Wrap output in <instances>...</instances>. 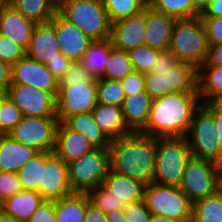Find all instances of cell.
Instances as JSON below:
<instances>
[{
    "label": "cell",
    "mask_w": 222,
    "mask_h": 222,
    "mask_svg": "<svg viewBox=\"0 0 222 222\" xmlns=\"http://www.w3.org/2000/svg\"><path fill=\"white\" fill-rule=\"evenodd\" d=\"M63 123L69 129L83 134L95 148H109L111 140L95 123L92 112L71 115Z\"/></svg>",
    "instance_id": "484cf974"
},
{
    "label": "cell",
    "mask_w": 222,
    "mask_h": 222,
    "mask_svg": "<svg viewBox=\"0 0 222 222\" xmlns=\"http://www.w3.org/2000/svg\"><path fill=\"white\" fill-rule=\"evenodd\" d=\"M7 0H0V7L6 2Z\"/></svg>",
    "instance_id": "003e7915"
},
{
    "label": "cell",
    "mask_w": 222,
    "mask_h": 222,
    "mask_svg": "<svg viewBox=\"0 0 222 222\" xmlns=\"http://www.w3.org/2000/svg\"><path fill=\"white\" fill-rule=\"evenodd\" d=\"M53 1L57 4V6H59L65 0H53Z\"/></svg>",
    "instance_id": "03108f58"
},
{
    "label": "cell",
    "mask_w": 222,
    "mask_h": 222,
    "mask_svg": "<svg viewBox=\"0 0 222 222\" xmlns=\"http://www.w3.org/2000/svg\"><path fill=\"white\" fill-rule=\"evenodd\" d=\"M145 29V10L112 23L110 39L113 47L128 52L143 45Z\"/></svg>",
    "instance_id": "e0dca14e"
},
{
    "label": "cell",
    "mask_w": 222,
    "mask_h": 222,
    "mask_svg": "<svg viewBox=\"0 0 222 222\" xmlns=\"http://www.w3.org/2000/svg\"><path fill=\"white\" fill-rule=\"evenodd\" d=\"M59 53L54 26L50 22L36 24L26 55L39 63L46 64L58 57Z\"/></svg>",
    "instance_id": "d6986e66"
},
{
    "label": "cell",
    "mask_w": 222,
    "mask_h": 222,
    "mask_svg": "<svg viewBox=\"0 0 222 222\" xmlns=\"http://www.w3.org/2000/svg\"><path fill=\"white\" fill-rule=\"evenodd\" d=\"M152 100L146 91L125 97L121 107L125 123L132 132H141L145 128Z\"/></svg>",
    "instance_id": "603a6c76"
},
{
    "label": "cell",
    "mask_w": 222,
    "mask_h": 222,
    "mask_svg": "<svg viewBox=\"0 0 222 222\" xmlns=\"http://www.w3.org/2000/svg\"><path fill=\"white\" fill-rule=\"evenodd\" d=\"M202 65H217L222 67V43L217 45H209L207 61Z\"/></svg>",
    "instance_id": "f5cc1de1"
},
{
    "label": "cell",
    "mask_w": 222,
    "mask_h": 222,
    "mask_svg": "<svg viewBox=\"0 0 222 222\" xmlns=\"http://www.w3.org/2000/svg\"><path fill=\"white\" fill-rule=\"evenodd\" d=\"M145 91L152 99L166 95L165 76L145 73Z\"/></svg>",
    "instance_id": "f6af8a7d"
},
{
    "label": "cell",
    "mask_w": 222,
    "mask_h": 222,
    "mask_svg": "<svg viewBox=\"0 0 222 222\" xmlns=\"http://www.w3.org/2000/svg\"><path fill=\"white\" fill-rule=\"evenodd\" d=\"M6 95V91L0 87V100Z\"/></svg>",
    "instance_id": "e7e4bbea"
},
{
    "label": "cell",
    "mask_w": 222,
    "mask_h": 222,
    "mask_svg": "<svg viewBox=\"0 0 222 222\" xmlns=\"http://www.w3.org/2000/svg\"><path fill=\"white\" fill-rule=\"evenodd\" d=\"M7 2L36 24L49 22L58 12V6L53 0H7Z\"/></svg>",
    "instance_id": "f546056e"
},
{
    "label": "cell",
    "mask_w": 222,
    "mask_h": 222,
    "mask_svg": "<svg viewBox=\"0 0 222 222\" xmlns=\"http://www.w3.org/2000/svg\"><path fill=\"white\" fill-rule=\"evenodd\" d=\"M125 97L121 81L109 78L97 79V103L122 106Z\"/></svg>",
    "instance_id": "8d00e7d4"
},
{
    "label": "cell",
    "mask_w": 222,
    "mask_h": 222,
    "mask_svg": "<svg viewBox=\"0 0 222 222\" xmlns=\"http://www.w3.org/2000/svg\"><path fill=\"white\" fill-rule=\"evenodd\" d=\"M169 51L196 69L207 61L209 43L200 16L175 21Z\"/></svg>",
    "instance_id": "3957f363"
},
{
    "label": "cell",
    "mask_w": 222,
    "mask_h": 222,
    "mask_svg": "<svg viewBox=\"0 0 222 222\" xmlns=\"http://www.w3.org/2000/svg\"><path fill=\"white\" fill-rule=\"evenodd\" d=\"M135 71L128 52L112 48L108 63L106 64L102 78H109L121 81L125 76L133 74Z\"/></svg>",
    "instance_id": "d590c367"
},
{
    "label": "cell",
    "mask_w": 222,
    "mask_h": 222,
    "mask_svg": "<svg viewBox=\"0 0 222 222\" xmlns=\"http://www.w3.org/2000/svg\"><path fill=\"white\" fill-rule=\"evenodd\" d=\"M159 52L143 44L128 51V55L135 71L145 74L151 71Z\"/></svg>",
    "instance_id": "74e56055"
},
{
    "label": "cell",
    "mask_w": 222,
    "mask_h": 222,
    "mask_svg": "<svg viewBox=\"0 0 222 222\" xmlns=\"http://www.w3.org/2000/svg\"><path fill=\"white\" fill-rule=\"evenodd\" d=\"M58 124L57 117L23 116L8 134L19 143L39 152H54Z\"/></svg>",
    "instance_id": "30bf717a"
},
{
    "label": "cell",
    "mask_w": 222,
    "mask_h": 222,
    "mask_svg": "<svg viewBox=\"0 0 222 222\" xmlns=\"http://www.w3.org/2000/svg\"><path fill=\"white\" fill-rule=\"evenodd\" d=\"M97 105V80L59 87L56 96V115L63 122L71 115L92 112Z\"/></svg>",
    "instance_id": "8fae6325"
},
{
    "label": "cell",
    "mask_w": 222,
    "mask_h": 222,
    "mask_svg": "<svg viewBox=\"0 0 222 222\" xmlns=\"http://www.w3.org/2000/svg\"><path fill=\"white\" fill-rule=\"evenodd\" d=\"M26 55V50L0 34V61L14 65Z\"/></svg>",
    "instance_id": "b9f144b4"
},
{
    "label": "cell",
    "mask_w": 222,
    "mask_h": 222,
    "mask_svg": "<svg viewBox=\"0 0 222 222\" xmlns=\"http://www.w3.org/2000/svg\"><path fill=\"white\" fill-rule=\"evenodd\" d=\"M123 214L128 222H149L150 212L147 210L144 201L125 203L122 207Z\"/></svg>",
    "instance_id": "ee69618b"
},
{
    "label": "cell",
    "mask_w": 222,
    "mask_h": 222,
    "mask_svg": "<svg viewBox=\"0 0 222 222\" xmlns=\"http://www.w3.org/2000/svg\"><path fill=\"white\" fill-rule=\"evenodd\" d=\"M110 170L143 183L152 182L156 162V137L133 132L111 140Z\"/></svg>",
    "instance_id": "7a4b0ae2"
},
{
    "label": "cell",
    "mask_w": 222,
    "mask_h": 222,
    "mask_svg": "<svg viewBox=\"0 0 222 222\" xmlns=\"http://www.w3.org/2000/svg\"><path fill=\"white\" fill-rule=\"evenodd\" d=\"M49 22L56 31L60 52L73 62L80 61L93 41L59 12Z\"/></svg>",
    "instance_id": "9a60e30c"
},
{
    "label": "cell",
    "mask_w": 222,
    "mask_h": 222,
    "mask_svg": "<svg viewBox=\"0 0 222 222\" xmlns=\"http://www.w3.org/2000/svg\"><path fill=\"white\" fill-rule=\"evenodd\" d=\"M58 12L92 41L111 36L112 23L101 0H65L58 6Z\"/></svg>",
    "instance_id": "277c9868"
},
{
    "label": "cell",
    "mask_w": 222,
    "mask_h": 222,
    "mask_svg": "<svg viewBox=\"0 0 222 222\" xmlns=\"http://www.w3.org/2000/svg\"><path fill=\"white\" fill-rule=\"evenodd\" d=\"M163 76H165L166 94L198 91L197 69L189 63L179 62Z\"/></svg>",
    "instance_id": "83f0119b"
},
{
    "label": "cell",
    "mask_w": 222,
    "mask_h": 222,
    "mask_svg": "<svg viewBox=\"0 0 222 222\" xmlns=\"http://www.w3.org/2000/svg\"><path fill=\"white\" fill-rule=\"evenodd\" d=\"M44 199L36 191L22 190L0 203V210L20 222H26Z\"/></svg>",
    "instance_id": "cb8c5ba5"
},
{
    "label": "cell",
    "mask_w": 222,
    "mask_h": 222,
    "mask_svg": "<svg viewBox=\"0 0 222 222\" xmlns=\"http://www.w3.org/2000/svg\"><path fill=\"white\" fill-rule=\"evenodd\" d=\"M214 119L215 122V128L217 130L216 138L220 142L221 148H222V111H217V110H207Z\"/></svg>",
    "instance_id": "6f0895ef"
},
{
    "label": "cell",
    "mask_w": 222,
    "mask_h": 222,
    "mask_svg": "<svg viewBox=\"0 0 222 222\" xmlns=\"http://www.w3.org/2000/svg\"><path fill=\"white\" fill-rule=\"evenodd\" d=\"M94 149L95 147L83 134L69 129L63 122H59L54 152L67 164Z\"/></svg>",
    "instance_id": "ffe728a7"
},
{
    "label": "cell",
    "mask_w": 222,
    "mask_h": 222,
    "mask_svg": "<svg viewBox=\"0 0 222 222\" xmlns=\"http://www.w3.org/2000/svg\"><path fill=\"white\" fill-rule=\"evenodd\" d=\"M191 222H222V193L219 190L192 204Z\"/></svg>",
    "instance_id": "1f68e13d"
},
{
    "label": "cell",
    "mask_w": 222,
    "mask_h": 222,
    "mask_svg": "<svg viewBox=\"0 0 222 222\" xmlns=\"http://www.w3.org/2000/svg\"><path fill=\"white\" fill-rule=\"evenodd\" d=\"M112 48L113 44L110 38L93 41L88 47L80 62L91 73L93 78L99 79L103 77Z\"/></svg>",
    "instance_id": "f1b7e54d"
},
{
    "label": "cell",
    "mask_w": 222,
    "mask_h": 222,
    "mask_svg": "<svg viewBox=\"0 0 222 222\" xmlns=\"http://www.w3.org/2000/svg\"><path fill=\"white\" fill-rule=\"evenodd\" d=\"M72 62L70 59L65 57L61 52L58 57L50 60L46 63L47 69L54 75V77L59 81L60 78L66 74L70 69Z\"/></svg>",
    "instance_id": "f907efd6"
},
{
    "label": "cell",
    "mask_w": 222,
    "mask_h": 222,
    "mask_svg": "<svg viewBox=\"0 0 222 222\" xmlns=\"http://www.w3.org/2000/svg\"><path fill=\"white\" fill-rule=\"evenodd\" d=\"M90 202L88 193L73 192L54 201L56 222H84L85 208Z\"/></svg>",
    "instance_id": "4316f807"
},
{
    "label": "cell",
    "mask_w": 222,
    "mask_h": 222,
    "mask_svg": "<svg viewBox=\"0 0 222 222\" xmlns=\"http://www.w3.org/2000/svg\"><path fill=\"white\" fill-rule=\"evenodd\" d=\"M209 45L222 43V17H201Z\"/></svg>",
    "instance_id": "bcb514c9"
},
{
    "label": "cell",
    "mask_w": 222,
    "mask_h": 222,
    "mask_svg": "<svg viewBox=\"0 0 222 222\" xmlns=\"http://www.w3.org/2000/svg\"><path fill=\"white\" fill-rule=\"evenodd\" d=\"M210 0H193L194 8L201 14Z\"/></svg>",
    "instance_id": "91938a15"
},
{
    "label": "cell",
    "mask_w": 222,
    "mask_h": 222,
    "mask_svg": "<svg viewBox=\"0 0 222 222\" xmlns=\"http://www.w3.org/2000/svg\"><path fill=\"white\" fill-rule=\"evenodd\" d=\"M36 23L18 12L7 1L0 7V34L28 49Z\"/></svg>",
    "instance_id": "2e32d148"
},
{
    "label": "cell",
    "mask_w": 222,
    "mask_h": 222,
    "mask_svg": "<svg viewBox=\"0 0 222 222\" xmlns=\"http://www.w3.org/2000/svg\"><path fill=\"white\" fill-rule=\"evenodd\" d=\"M47 151L38 152L32 159L23 165L17 172L22 183L23 190L38 192L41 182L42 167H45Z\"/></svg>",
    "instance_id": "e575fe53"
},
{
    "label": "cell",
    "mask_w": 222,
    "mask_h": 222,
    "mask_svg": "<svg viewBox=\"0 0 222 222\" xmlns=\"http://www.w3.org/2000/svg\"><path fill=\"white\" fill-rule=\"evenodd\" d=\"M179 62L178 58L171 51H160L156 59V63L149 73L164 75L168 72V70L174 68Z\"/></svg>",
    "instance_id": "7dc6e473"
},
{
    "label": "cell",
    "mask_w": 222,
    "mask_h": 222,
    "mask_svg": "<svg viewBox=\"0 0 222 222\" xmlns=\"http://www.w3.org/2000/svg\"><path fill=\"white\" fill-rule=\"evenodd\" d=\"M0 222H20L17 219H15L13 216L4 214L1 210H0Z\"/></svg>",
    "instance_id": "6125c7cd"
},
{
    "label": "cell",
    "mask_w": 222,
    "mask_h": 222,
    "mask_svg": "<svg viewBox=\"0 0 222 222\" xmlns=\"http://www.w3.org/2000/svg\"><path fill=\"white\" fill-rule=\"evenodd\" d=\"M103 186L124 204L143 200L145 188L143 183L111 170L105 177Z\"/></svg>",
    "instance_id": "d4e9b609"
},
{
    "label": "cell",
    "mask_w": 222,
    "mask_h": 222,
    "mask_svg": "<svg viewBox=\"0 0 222 222\" xmlns=\"http://www.w3.org/2000/svg\"><path fill=\"white\" fill-rule=\"evenodd\" d=\"M108 222H128L122 209L107 213Z\"/></svg>",
    "instance_id": "680465c9"
},
{
    "label": "cell",
    "mask_w": 222,
    "mask_h": 222,
    "mask_svg": "<svg viewBox=\"0 0 222 222\" xmlns=\"http://www.w3.org/2000/svg\"><path fill=\"white\" fill-rule=\"evenodd\" d=\"M219 167L211 160L194 156L188 160L179 188L192 204L219 190Z\"/></svg>",
    "instance_id": "9c48e42d"
},
{
    "label": "cell",
    "mask_w": 222,
    "mask_h": 222,
    "mask_svg": "<svg viewBox=\"0 0 222 222\" xmlns=\"http://www.w3.org/2000/svg\"><path fill=\"white\" fill-rule=\"evenodd\" d=\"M206 110L222 111V93L213 95L206 103L201 104Z\"/></svg>",
    "instance_id": "9f6ffc18"
},
{
    "label": "cell",
    "mask_w": 222,
    "mask_h": 222,
    "mask_svg": "<svg viewBox=\"0 0 222 222\" xmlns=\"http://www.w3.org/2000/svg\"><path fill=\"white\" fill-rule=\"evenodd\" d=\"M111 23L137 15L148 6V0H101Z\"/></svg>",
    "instance_id": "836d02e7"
},
{
    "label": "cell",
    "mask_w": 222,
    "mask_h": 222,
    "mask_svg": "<svg viewBox=\"0 0 222 222\" xmlns=\"http://www.w3.org/2000/svg\"><path fill=\"white\" fill-rule=\"evenodd\" d=\"M149 222H178V221L173 220V219H169V218L164 217L162 215L151 214Z\"/></svg>",
    "instance_id": "94428289"
},
{
    "label": "cell",
    "mask_w": 222,
    "mask_h": 222,
    "mask_svg": "<svg viewBox=\"0 0 222 222\" xmlns=\"http://www.w3.org/2000/svg\"><path fill=\"white\" fill-rule=\"evenodd\" d=\"M197 88L201 104L213 95L222 93V67L201 65L197 69Z\"/></svg>",
    "instance_id": "4dcf8cb0"
},
{
    "label": "cell",
    "mask_w": 222,
    "mask_h": 222,
    "mask_svg": "<svg viewBox=\"0 0 222 222\" xmlns=\"http://www.w3.org/2000/svg\"><path fill=\"white\" fill-rule=\"evenodd\" d=\"M11 84L31 86L55 96L59 88L58 80L47 69L46 64L39 63L27 55L12 65Z\"/></svg>",
    "instance_id": "5bb4252c"
},
{
    "label": "cell",
    "mask_w": 222,
    "mask_h": 222,
    "mask_svg": "<svg viewBox=\"0 0 222 222\" xmlns=\"http://www.w3.org/2000/svg\"><path fill=\"white\" fill-rule=\"evenodd\" d=\"M97 80L92 77L91 73L85 69L80 61L72 62L70 69L58 81V87H69L77 83Z\"/></svg>",
    "instance_id": "60d3db41"
},
{
    "label": "cell",
    "mask_w": 222,
    "mask_h": 222,
    "mask_svg": "<svg viewBox=\"0 0 222 222\" xmlns=\"http://www.w3.org/2000/svg\"><path fill=\"white\" fill-rule=\"evenodd\" d=\"M219 191L222 193V164L219 167Z\"/></svg>",
    "instance_id": "be15d7a7"
},
{
    "label": "cell",
    "mask_w": 222,
    "mask_h": 222,
    "mask_svg": "<svg viewBox=\"0 0 222 222\" xmlns=\"http://www.w3.org/2000/svg\"><path fill=\"white\" fill-rule=\"evenodd\" d=\"M191 157L186 137H156V162L152 182L179 187Z\"/></svg>",
    "instance_id": "5b68a950"
},
{
    "label": "cell",
    "mask_w": 222,
    "mask_h": 222,
    "mask_svg": "<svg viewBox=\"0 0 222 222\" xmlns=\"http://www.w3.org/2000/svg\"><path fill=\"white\" fill-rule=\"evenodd\" d=\"M126 96H132L145 91V74L134 72L121 80Z\"/></svg>",
    "instance_id": "c3c4849f"
},
{
    "label": "cell",
    "mask_w": 222,
    "mask_h": 222,
    "mask_svg": "<svg viewBox=\"0 0 222 222\" xmlns=\"http://www.w3.org/2000/svg\"><path fill=\"white\" fill-rule=\"evenodd\" d=\"M175 21L176 19L147 6L145 8L144 44L157 51L169 50Z\"/></svg>",
    "instance_id": "ac0fdd59"
},
{
    "label": "cell",
    "mask_w": 222,
    "mask_h": 222,
    "mask_svg": "<svg viewBox=\"0 0 222 222\" xmlns=\"http://www.w3.org/2000/svg\"><path fill=\"white\" fill-rule=\"evenodd\" d=\"M200 17H222V0H210Z\"/></svg>",
    "instance_id": "db71d44e"
},
{
    "label": "cell",
    "mask_w": 222,
    "mask_h": 222,
    "mask_svg": "<svg viewBox=\"0 0 222 222\" xmlns=\"http://www.w3.org/2000/svg\"><path fill=\"white\" fill-rule=\"evenodd\" d=\"M84 222H108V218L102 210L89 202L85 208Z\"/></svg>",
    "instance_id": "816d5d0a"
},
{
    "label": "cell",
    "mask_w": 222,
    "mask_h": 222,
    "mask_svg": "<svg viewBox=\"0 0 222 222\" xmlns=\"http://www.w3.org/2000/svg\"><path fill=\"white\" fill-rule=\"evenodd\" d=\"M92 116L110 140L133 133L125 123L121 106L97 103L92 110Z\"/></svg>",
    "instance_id": "7402d4cb"
},
{
    "label": "cell",
    "mask_w": 222,
    "mask_h": 222,
    "mask_svg": "<svg viewBox=\"0 0 222 222\" xmlns=\"http://www.w3.org/2000/svg\"><path fill=\"white\" fill-rule=\"evenodd\" d=\"M26 222H56L54 201L44 200Z\"/></svg>",
    "instance_id": "681fc988"
},
{
    "label": "cell",
    "mask_w": 222,
    "mask_h": 222,
    "mask_svg": "<svg viewBox=\"0 0 222 222\" xmlns=\"http://www.w3.org/2000/svg\"><path fill=\"white\" fill-rule=\"evenodd\" d=\"M6 96L28 117H57L56 96L27 85L10 84Z\"/></svg>",
    "instance_id": "7c38bea8"
},
{
    "label": "cell",
    "mask_w": 222,
    "mask_h": 222,
    "mask_svg": "<svg viewBox=\"0 0 222 222\" xmlns=\"http://www.w3.org/2000/svg\"><path fill=\"white\" fill-rule=\"evenodd\" d=\"M22 190L18 173L0 171V203Z\"/></svg>",
    "instance_id": "7bdbcfd3"
},
{
    "label": "cell",
    "mask_w": 222,
    "mask_h": 222,
    "mask_svg": "<svg viewBox=\"0 0 222 222\" xmlns=\"http://www.w3.org/2000/svg\"><path fill=\"white\" fill-rule=\"evenodd\" d=\"M110 171L108 148H95L68 163V179L73 192L89 193L103 185Z\"/></svg>",
    "instance_id": "52a82bcc"
},
{
    "label": "cell",
    "mask_w": 222,
    "mask_h": 222,
    "mask_svg": "<svg viewBox=\"0 0 222 222\" xmlns=\"http://www.w3.org/2000/svg\"><path fill=\"white\" fill-rule=\"evenodd\" d=\"M22 118V111L5 95L0 100V134H8Z\"/></svg>",
    "instance_id": "f35d334b"
},
{
    "label": "cell",
    "mask_w": 222,
    "mask_h": 222,
    "mask_svg": "<svg viewBox=\"0 0 222 222\" xmlns=\"http://www.w3.org/2000/svg\"><path fill=\"white\" fill-rule=\"evenodd\" d=\"M216 132L213 116L201 105L194 112L186 135L192 156L222 164V148Z\"/></svg>",
    "instance_id": "ba28073f"
},
{
    "label": "cell",
    "mask_w": 222,
    "mask_h": 222,
    "mask_svg": "<svg viewBox=\"0 0 222 222\" xmlns=\"http://www.w3.org/2000/svg\"><path fill=\"white\" fill-rule=\"evenodd\" d=\"M12 66L0 61V87L5 91L11 84Z\"/></svg>",
    "instance_id": "11a10c76"
},
{
    "label": "cell",
    "mask_w": 222,
    "mask_h": 222,
    "mask_svg": "<svg viewBox=\"0 0 222 222\" xmlns=\"http://www.w3.org/2000/svg\"><path fill=\"white\" fill-rule=\"evenodd\" d=\"M90 202L105 214L114 210L122 209L124 203L119 202L107 188L103 185L91 190L89 193Z\"/></svg>",
    "instance_id": "ab89813d"
},
{
    "label": "cell",
    "mask_w": 222,
    "mask_h": 222,
    "mask_svg": "<svg viewBox=\"0 0 222 222\" xmlns=\"http://www.w3.org/2000/svg\"><path fill=\"white\" fill-rule=\"evenodd\" d=\"M38 152L14 140L9 134H0V171L17 173Z\"/></svg>",
    "instance_id": "44dd1931"
},
{
    "label": "cell",
    "mask_w": 222,
    "mask_h": 222,
    "mask_svg": "<svg viewBox=\"0 0 222 222\" xmlns=\"http://www.w3.org/2000/svg\"><path fill=\"white\" fill-rule=\"evenodd\" d=\"M38 193L44 200L55 201L73 193L68 179V164L55 152L47 151Z\"/></svg>",
    "instance_id": "4fadbf2b"
},
{
    "label": "cell",
    "mask_w": 222,
    "mask_h": 222,
    "mask_svg": "<svg viewBox=\"0 0 222 222\" xmlns=\"http://www.w3.org/2000/svg\"><path fill=\"white\" fill-rule=\"evenodd\" d=\"M201 106L198 91L168 93L152 100L141 134L152 137H186L194 112Z\"/></svg>",
    "instance_id": "6da1fadb"
},
{
    "label": "cell",
    "mask_w": 222,
    "mask_h": 222,
    "mask_svg": "<svg viewBox=\"0 0 222 222\" xmlns=\"http://www.w3.org/2000/svg\"><path fill=\"white\" fill-rule=\"evenodd\" d=\"M148 6L176 20L200 16L193 0H148Z\"/></svg>",
    "instance_id": "d6a6232c"
},
{
    "label": "cell",
    "mask_w": 222,
    "mask_h": 222,
    "mask_svg": "<svg viewBox=\"0 0 222 222\" xmlns=\"http://www.w3.org/2000/svg\"><path fill=\"white\" fill-rule=\"evenodd\" d=\"M143 201L150 214L191 222L192 203L178 186L151 182L144 188Z\"/></svg>",
    "instance_id": "8992f818"
}]
</instances>
